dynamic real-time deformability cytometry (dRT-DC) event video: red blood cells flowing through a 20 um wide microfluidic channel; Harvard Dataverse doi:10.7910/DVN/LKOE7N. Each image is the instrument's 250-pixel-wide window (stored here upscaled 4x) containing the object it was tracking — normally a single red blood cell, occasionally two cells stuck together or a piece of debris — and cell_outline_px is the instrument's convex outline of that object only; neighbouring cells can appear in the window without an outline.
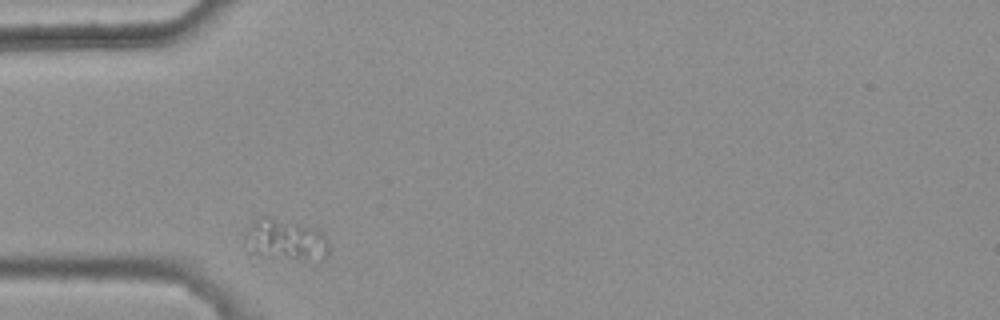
{"species": "common noctule bat (a hibernating species)", "species_latin": "Nyctalus noctula", "temperature_condition": "warm", "stored_images_in_passage": 5, "camera_frame_rate_fps": 3000, "um_per_image_px": 0.085, "animal": {"sex": "female", "body_mass_g": 25.1}, "frame": {"image": 1, "passage_image": 3, "time_ms": 0.667, "image_size_px": [1000, 320], "cell_outline_px": [[328, 256], [324, 260], [316, 264], [268, 256], [248, 252], [244, 236], [244, 232], [248, 224], [256, 216], [268, 216], [312, 228], [320, 232], [328, 240]], "centroid_in_image_um": [24.26, 20.43], "position_along_channel_um": 60.7, "area_um2": 20.98}}
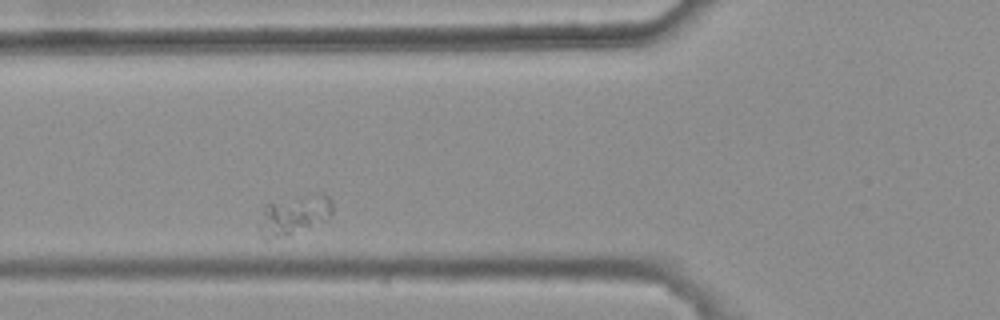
{"frame": {"image": 2, "passage_image": 4, "time_ms": 1.0, "image_size_px": [1000, 320], "cell_outline_px": [[332, 212], [328, 220], [284, 236], [268, 240], [264, 240], [264, 204], [324, 192], [332, 200]], "centroid_in_image_um": [25.13, 18.24], "position_along_channel_um": 100.7, "area_um2": 16.01}}
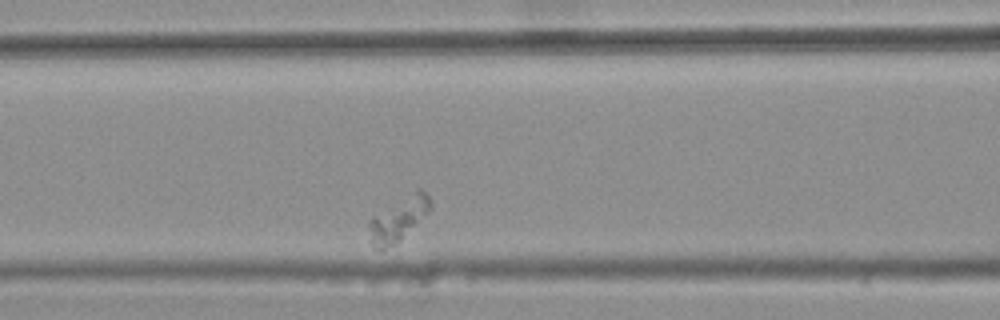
{"frame": {"image": 3, "passage_image": 5, "time_ms": 1.333, "image_size_px": [1000, 320], "cell_outline_px": [[432, 204], [428, 212], [396, 244], [384, 252], [380, 252], [368, 240], [368, 220], [372, 216], [416, 188], [420, 188], [432, 200]], "centroid_in_image_um": [33.81, 18.66], "position_along_channel_um": 132.8, "area_um2": 16.07}}